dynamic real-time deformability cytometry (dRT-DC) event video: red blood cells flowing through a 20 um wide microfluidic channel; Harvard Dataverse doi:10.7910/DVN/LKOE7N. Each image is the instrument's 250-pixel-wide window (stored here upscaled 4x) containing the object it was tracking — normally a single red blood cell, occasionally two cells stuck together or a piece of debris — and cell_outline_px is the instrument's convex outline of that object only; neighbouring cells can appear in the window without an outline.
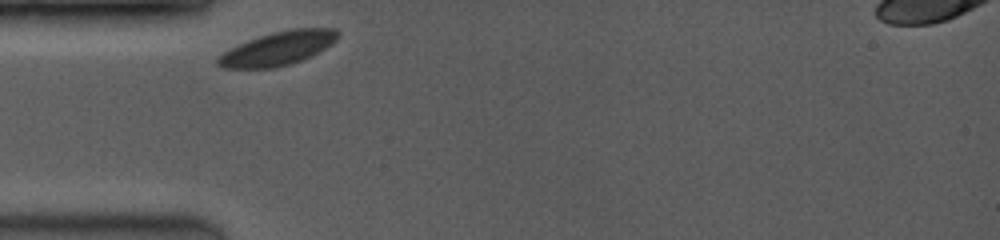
{"species": "common noctule bat (a hibernating species)", "species_latin": "Nyctalus noctula", "temperature_condition": "room temperature", "stored_images_in_passage": 17, "camera_frame_rate_fps": 3500, "um_per_image_px": 0.085, "animal": {"sex": "female", "body_mass_g": 19.0, "forearm_length_mm": 53.3}, "frame": {"image": 1, "passage_image": 1, "time_ms": 0.0, "image_size_px": [1000, 240], "cell_outline_px": [[340, 36], [332, 44], [312, 56], [288, 64], [272, 68], [220, 68], [216, 64], [216, 60], [224, 52], [248, 40], [272, 32], [288, 28], [336, 28], [340, 32]], "centroid_in_image_um": [23.67, 4.1], "position_along_channel_um": 61.3, "area_um2": 23.52}}
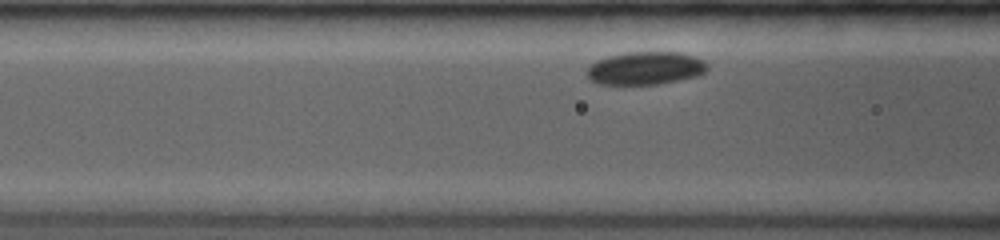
{"frame": {"image": 2, "passage_image": 11, "time_ms": 1.429, "image_size_px": [1000, 240], "cell_outline_px": [[708, 68], [700, 76], [656, 84], [600, 84], [592, 80], [584, 72], [596, 60], [608, 56], [628, 52], [680, 52], [696, 56], [704, 60], [708, 64]], "centroid_in_image_um": [54.9, 5.79], "position_along_channel_um": 111.7, "area_um2": 23.24}}